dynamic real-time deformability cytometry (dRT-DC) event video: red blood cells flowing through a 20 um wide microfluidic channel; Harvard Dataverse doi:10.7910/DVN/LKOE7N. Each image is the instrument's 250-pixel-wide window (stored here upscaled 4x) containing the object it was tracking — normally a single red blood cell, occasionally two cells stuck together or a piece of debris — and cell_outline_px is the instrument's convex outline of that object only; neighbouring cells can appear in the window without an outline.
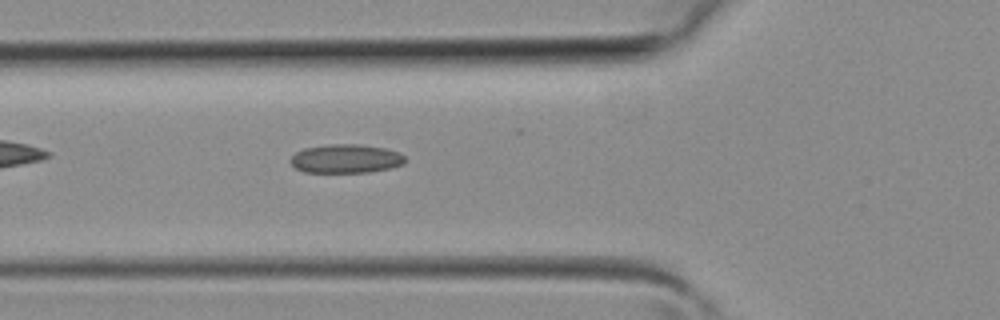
{"species": "common noctule bat (a hibernating species)", "species_latin": "Nyctalus noctula", "temperature_condition": "room temperature", "stored_images_in_passage": 36, "camera_frame_rate_fps": 3000, "um_per_image_px": 0.085, "animal": {"sex": "female", "body_mass_g": 19.3, "forearm_length_mm": 54.1}, "frame": {"image": 1, "passage_image": 11, "time_ms": 3.333, "image_size_px": [1000, 320], "cell_outline_px": [[404, 164], [392, 168], [368, 172], [304, 172], [296, 168], [288, 160], [296, 152], [304, 148], [332, 144], [356, 144], [384, 148], [400, 152], [404, 156]], "centroid_in_image_um": [29.4, 13.49], "position_along_channel_um": 96.4, "area_um2": 19.19}}
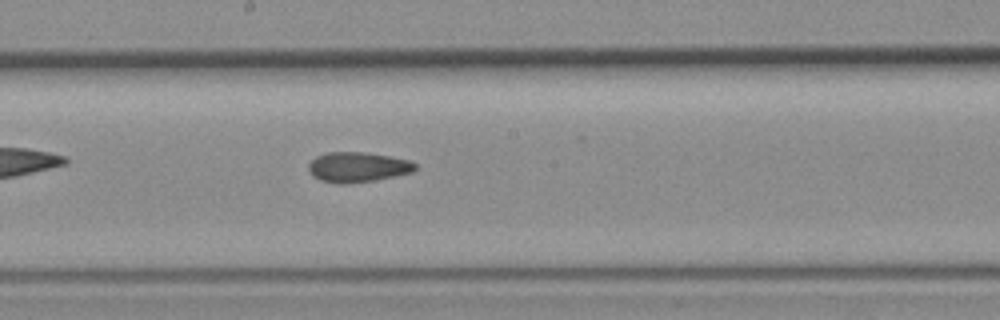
{"frame": {"image": 2, "passage_image": 18, "time_ms": 5.667, "image_size_px": [1000, 320], "cell_outline_px": [[416, 168], [412, 172], [376, 180], [344, 184], [340, 184], [320, 180], [312, 176], [308, 168], [308, 164], [316, 156], [328, 152], [364, 152], [388, 156], [408, 160], [416, 164]], "centroid_in_image_um": [30.37, 14.21], "position_along_channel_um": 217.8, "area_um2": 18.61}}
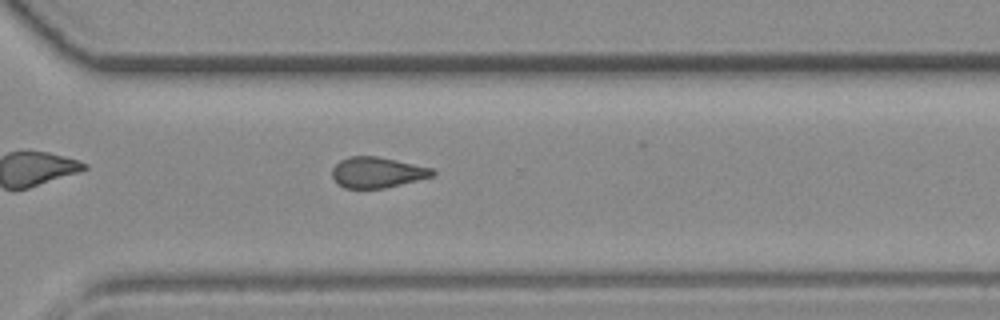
{"frame": {"image": 3, "passage_image": 25, "time_ms": 8.0, "image_size_px": [1000, 320], "cell_outline_px": [[436, 172], [432, 176], [384, 188], [344, 188], [336, 184], [332, 176], [332, 168], [340, 160], [348, 156], [376, 156], [396, 160], [432, 168]], "centroid_in_image_um": [32.01, 14.65], "position_along_channel_um": 338.6, "area_um2": 17.86}}